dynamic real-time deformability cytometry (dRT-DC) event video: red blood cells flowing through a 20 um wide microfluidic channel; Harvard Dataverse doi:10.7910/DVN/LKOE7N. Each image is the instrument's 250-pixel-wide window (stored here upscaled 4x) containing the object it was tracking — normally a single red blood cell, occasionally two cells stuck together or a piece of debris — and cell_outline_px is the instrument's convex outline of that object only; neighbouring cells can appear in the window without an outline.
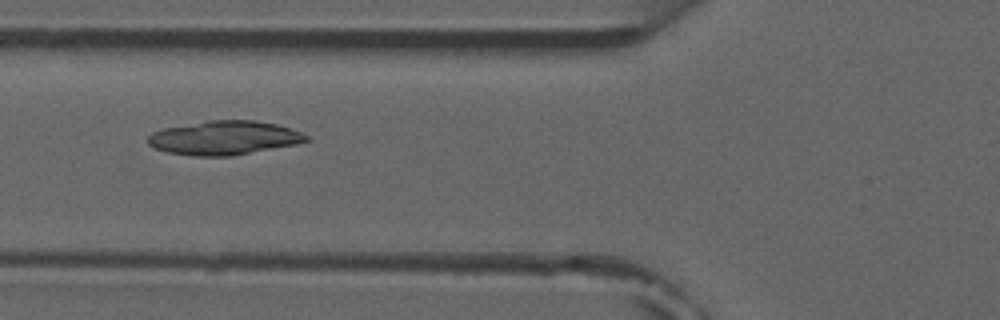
{"species": "common noctule bat (a hibernating species)", "species_latin": "Nyctalus noctula", "temperature_condition": "room temperature", "stored_images_in_passage": 8, "camera_frame_rate_fps": 3000, "um_per_image_px": 0.085, "animal": {"sex": "male", "forearm_length_mm": 52.5}, "frame": {"image": 1, "passage_image": 4, "time_ms": 3.667, "image_size_px": [1000, 320], "cell_outline_px": [[312, 140], [296, 144], [232, 156], [192, 156], [168, 152], [156, 148], [148, 144], [148, 136], [152, 132], [164, 128], [208, 120], [256, 120], [276, 124], [292, 128], [308, 136]], "centroid_in_image_um": [19.08, 11.71], "position_along_channel_um": 106.7, "area_um2": 31.39}}
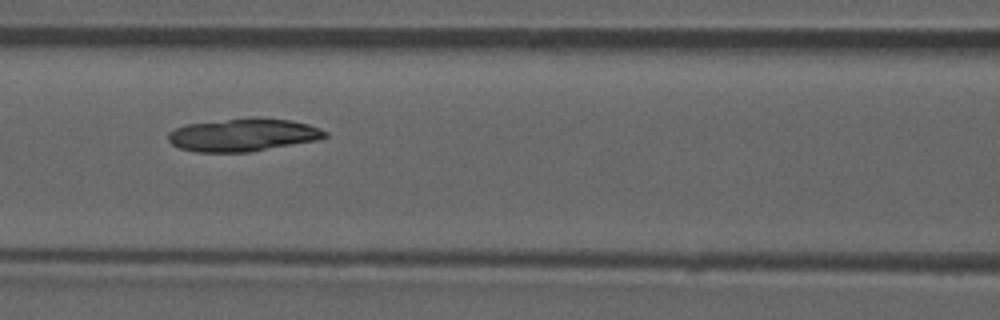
{"frame": {"image": 2, "passage_image": 5, "time_ms": 4.667, "image_size_px": [1000, 320], "cell_outline_px": [[328, 136], [320, 140], [252, 152], [196, 152], [180, 148], [172, 144], [168, 140], [168, 132], [184, 124], [256, 116], [292, 120], [308, 124], [320, 128], [328, 132]], "centroid_in_image_um": [20.71, 11.46], "position_along_channel_um": 145.9, "area_um2": 30.63}}